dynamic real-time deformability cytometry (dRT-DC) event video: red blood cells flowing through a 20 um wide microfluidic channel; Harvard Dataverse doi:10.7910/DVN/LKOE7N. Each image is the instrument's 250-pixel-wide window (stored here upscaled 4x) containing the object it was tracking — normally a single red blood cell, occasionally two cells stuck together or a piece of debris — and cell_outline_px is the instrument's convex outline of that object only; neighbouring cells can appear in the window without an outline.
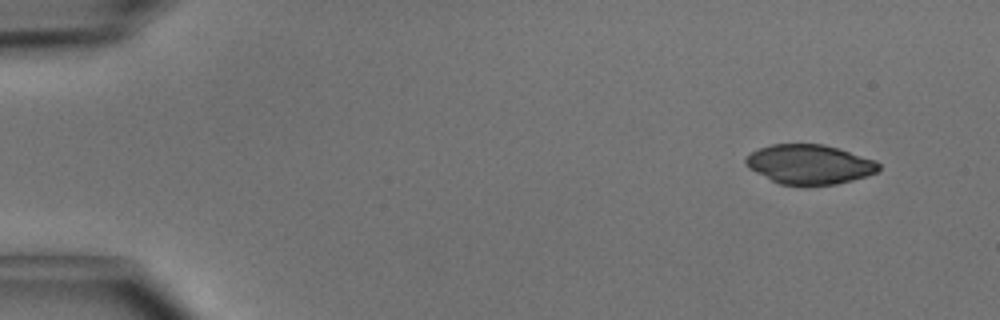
{"species": "common noctule bat (a hibernating species)", "species_latin": "Nyctalus noctula", "temperature_condition": "cold", "stored_images_in_passage": 46, "camera_frame_rate_fps": 3000, "um_per_image_px": 0.085, "animal": {"sex": "male", "body_mass_g": 15.6}, "frame": {"image": 1, "passage_image": 1, "time_ms": 0.0, "image_size_px": [1000, 320], "cell_outline_px": [[880, 168], [876, 172], [852, 180], [836, 184], [780, 184], [748, 168], [744, 164], [744, 160], [752, 152], [760, 148], [772, 144], [824, 144], [876, 160], [880, 164]], "centroid_in_image_um": [68.8, 13.95], "position_along_channel_um": 16.2, "area_um2": 30.17}}
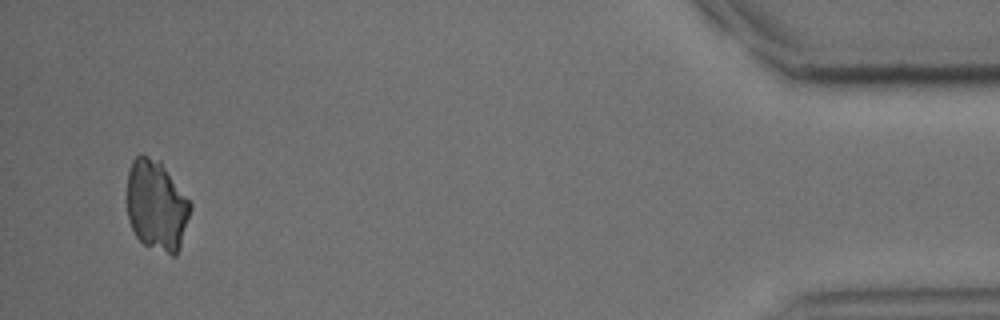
{"frame": {"image": 2, "passage_image": 44, "time_ms": 14.333, "image_size_px": [1000, 320], "cell_outline_px": [[192, 208], [180, 248], [176, 256], [172, 256], [144, 244], [136, 236], [128, 220], [128, 172], [132, 160], [140, 152], [160, 160], [192, 204]], "centroid_in_image_um": [13.32, 17.45], "position_along_channel_um": 421.9, "area_um2": 33.64}}